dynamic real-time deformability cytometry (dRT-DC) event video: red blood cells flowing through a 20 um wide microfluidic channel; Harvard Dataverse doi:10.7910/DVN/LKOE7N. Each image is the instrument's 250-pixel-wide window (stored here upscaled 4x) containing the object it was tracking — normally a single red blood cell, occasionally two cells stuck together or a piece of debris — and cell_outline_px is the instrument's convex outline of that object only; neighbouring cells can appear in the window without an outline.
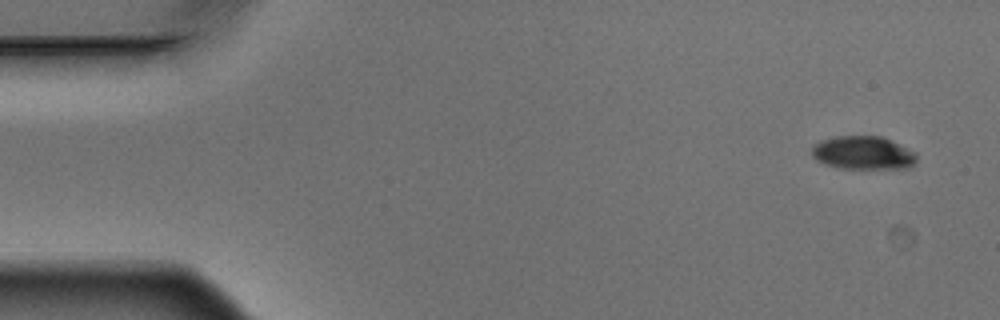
{"species": "Egyptian fruit bat (a non-hibernating species)", "species_latin": "Rousettus aegyptiacus", "temperature_condition": "warm", "stored_images_in_passage": 4, "camera_frame_rate_fps": 3000, "um_per_image_px": 0.085, "animal": {"sex": "male"}, "frame": {"image": 1, "passage_image": 1, "time_ms": 0.0, "image_size_px": [1000, 320], "cell_outline_px": [[916, 160], [908, 168], [840, 168], [824, 164], [816, 160], [812, 156], [812, 144], [820, 140], [836, 136], [880, 136], [916, 152]], "centroid_in_image_um": [73.31, 12.99], "position_along_channel_um": 11.7, "area_um2": 20.29}}
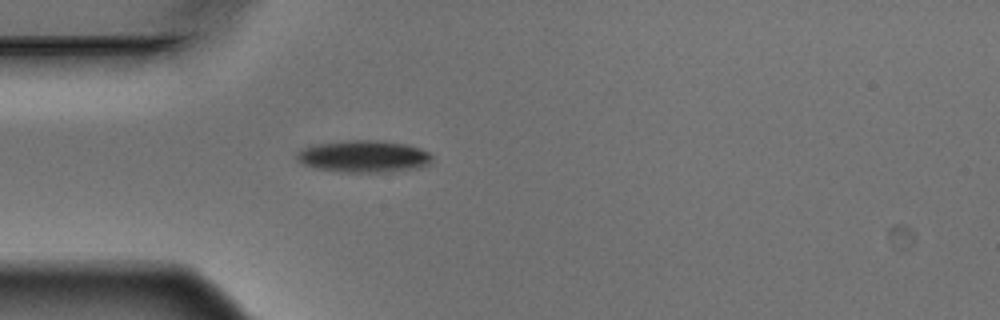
{"frame": {"image": 2, "passage_image": 4, "time_ms": 1.0, "image_size_px": [1000, 320], "cell_outline_px": [[432, 160], [428, 164], [416, 168], [384, 172], [344, 172], [316, 168], [304, 164], [296, 160], [296, 152], [300, 148], [312, 144], [348, 140], [384, 140], [408, 144], [420, 148], [428, 152], [432, 156]], "centroid_in_image_um": [30.88, 13.27], "position_along_channel_um": 54.1, "area_um2": 25.49}}